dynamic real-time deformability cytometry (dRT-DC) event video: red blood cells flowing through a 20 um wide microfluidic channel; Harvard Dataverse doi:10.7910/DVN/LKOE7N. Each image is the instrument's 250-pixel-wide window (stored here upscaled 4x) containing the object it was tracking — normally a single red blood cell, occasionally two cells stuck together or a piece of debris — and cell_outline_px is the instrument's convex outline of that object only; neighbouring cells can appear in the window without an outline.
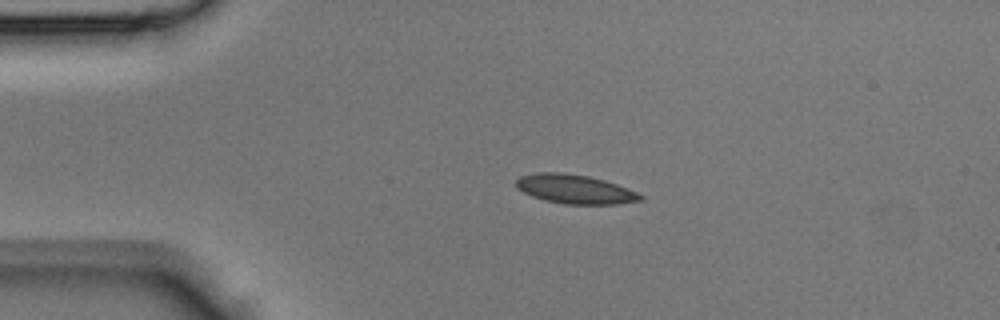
{"species": "Egyptian fruit bat (a non-hibernating species)", "species_latin": "Rousettus aegyptiacus", "temperature_condition": "room temperature", "stored_images_in_passage": 36, "camera_frame_rate_fps": 3000, "um_per_image_px": 0.085, "animal": {"sex": "male"}, "frame": {"image": 1, "passage_image": 1, "time_ms": 0.0, "image_size_px": [1000, 320], "cell_outline_px": [[644, 200], [616, 204], [564, 204], [544, 200], [532, 196], [516, 188], [516, 180], [520, 176], [540, 172], [564, 172], [588, 176], [604, 180], [628, 188], [644, 196]], "centroid_in_image_um": [48.87, 16.08], "position_along_channel_um": 36.1, "area_um2": 21.1}}
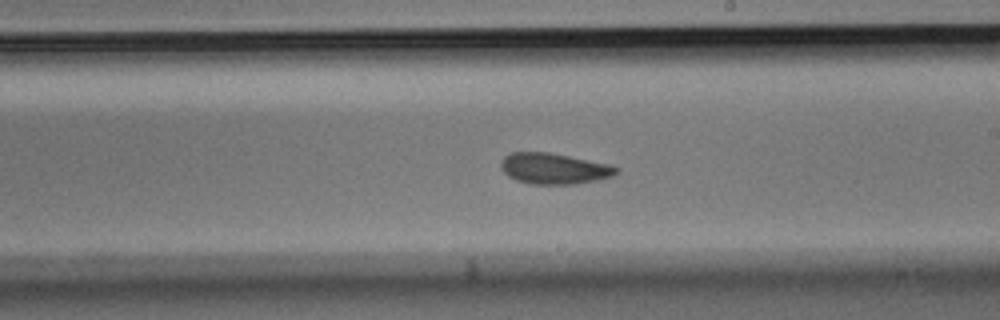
{"frame": {"image": 2, "passage_image": 17, "time_ms": 5.333, "image_size_px": [1000, 320], "cell_outline_px": [[620, 172], [612, 176], [596, 180], [576, 184], [532, 184], [516, 180], [508, 176], [500, 168], [500, 164], [504, 156], [512, 152], [548, 152], [612, 164], [620, 168]], "centroid_in_image_um": [47.12, 14.32], "position_along_channel_um": 241.9, "area_um2": 20.98}}
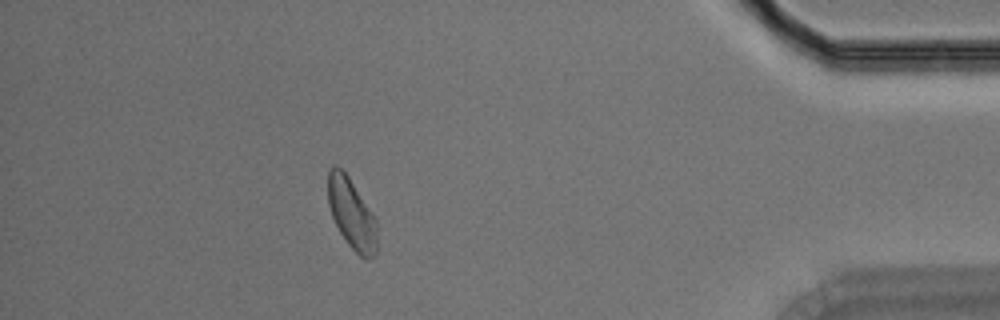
{"frame": {"image": 3, "passage_image": 31, "time_ms": 10.0, "image_size_px": [1000, 320], "cell_outline_px": [[376, 256], [364, 260], [348, 244], [340, 232], [332, 216], [328, 204], [328, 172], [332, 164], [336, 164], [348, 176], [372, 212], [376, 220]], "centroid_in_image_um": [29.88, 18.17], "position_along_channel_um": 405.3, "area_um2": 20.06}}